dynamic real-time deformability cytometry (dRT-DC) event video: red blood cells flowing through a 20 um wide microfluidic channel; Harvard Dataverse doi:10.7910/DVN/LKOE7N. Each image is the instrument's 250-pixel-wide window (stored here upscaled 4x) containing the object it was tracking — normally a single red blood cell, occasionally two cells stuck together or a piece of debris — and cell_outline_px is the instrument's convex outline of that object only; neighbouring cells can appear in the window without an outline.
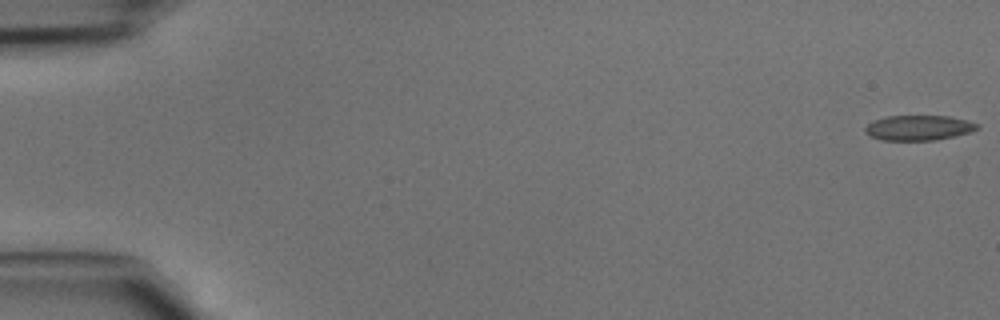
{"species": "common noctule bat (a hibernating species)", "species_latin": "Nyctalus noctula", "temperature_condition": "cold", "stored_images_in_passage": 46, "camera_frame_rate_fps": 3000, "um_per_image_px": 0.085, "animal": {"sex": "male", "body_mass_g": 15.6}, "frame": {"image": 1, "passage_image": 1, "time_ms": 0.0, "image_size_px": [1000, 320], "cell_outline_px": [[980, 128], [968, 132], [936, 140], [880, 140], [868, 136], [864, 132], [864, 128], [868, 124], [876, 120], [888, 116], [948, 116], [968, 120], [980, 124]], "centroid_in_image_um": [78.07, 10.86], "position_along_channel_um": 6.9, "area_um2": 16.36}}
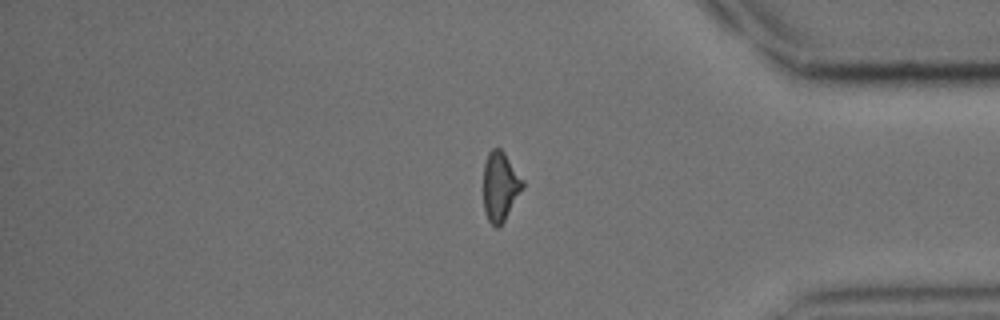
{"frame": {"image": 2, "passage_image": 39, "time_ms": 12.667, "image_size_px": [1000, 320], "cell_outline_px": [[524, 188], [504, 220], [496, 228], [488, 220], [484, 212], [484, 164], [488, 152], [492, 148], [500, 148], [504, 152], [524, 180]], "centroid_in_image_um": [42.52, 15.82], "position_along_channel_um": 392.7, "area_um2": 15.84}}
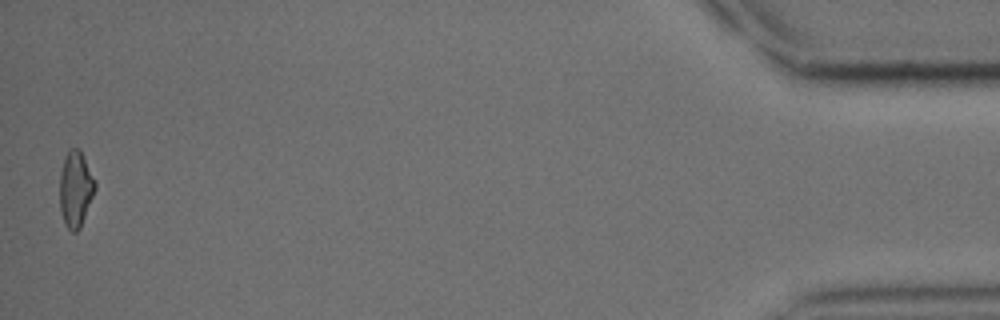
{"frame": {"image": 3, "passage_image": 46, "time_ms": 15.0, "image_size_px": [1000, 320], "cell_outline_px": [[96, 188], [80, 228], [76, 232], [72, 232], [64, 224], [60, 208], [60, 172], [68, 148], [80, 148], [96, 180]], "centroid_in_image_um": [6.43, 16.04], "position_along_channel_um": 428.8, "area_um2": 15.78}}